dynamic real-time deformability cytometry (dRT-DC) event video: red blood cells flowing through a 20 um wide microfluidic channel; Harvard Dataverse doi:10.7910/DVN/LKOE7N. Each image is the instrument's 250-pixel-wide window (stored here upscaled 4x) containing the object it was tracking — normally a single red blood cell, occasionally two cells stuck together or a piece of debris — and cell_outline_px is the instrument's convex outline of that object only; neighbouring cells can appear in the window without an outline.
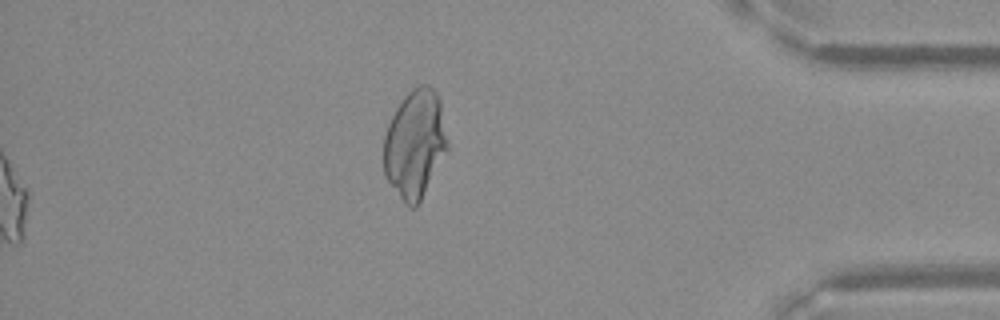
{"species": "Egyptian fruit bat (a non-hibernating species)", "species_latin": "Rousettus aegyptiacus", "temperature_condition": "warm", "stored_images_in_passage": 55, "segment_of_instrument_passage": [2, 2], "camera_frame_rate_fps": 3000, "um_per_image_px": 0.085, "frame": {"image": 1, "passage_image": 55, "time_ms": 18.0, "image_size_px": [1000, 320], "cell_outline_px": [[448, 148], [416, 208], [408, 208], [404, 204], [384, 176], [384, 136], [388, 124], [396, 108], [404, 96], [412, 88], [420, 84], [428, 84], [440, 96], [448, 140]], "centroid_in_image_um": [35.27, 12.22], "position_along_channel_um": 399.9, "area_um2": 40.46}}